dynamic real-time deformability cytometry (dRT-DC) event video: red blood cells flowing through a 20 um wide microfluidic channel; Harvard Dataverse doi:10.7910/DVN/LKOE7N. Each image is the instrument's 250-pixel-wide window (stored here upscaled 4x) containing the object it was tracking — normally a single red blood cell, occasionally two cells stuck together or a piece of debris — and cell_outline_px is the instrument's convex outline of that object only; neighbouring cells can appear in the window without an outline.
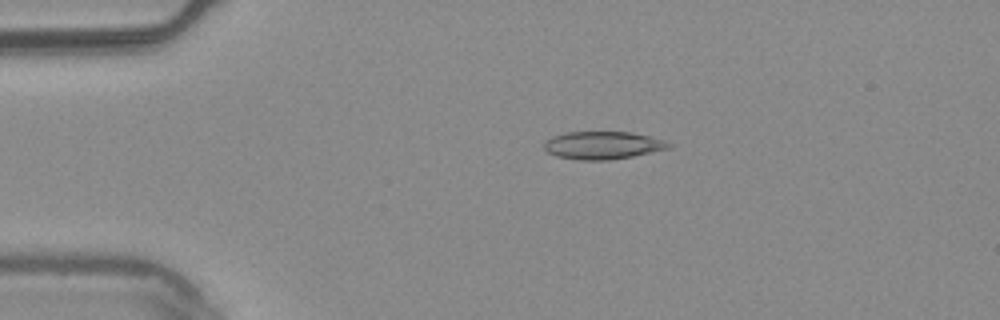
{"species": "common noctule bat (a hibernating species)", "species_latin": "Nyctalus noctula", "temperature_condition": "warm", "stored_images_in_passage": 6, "camera_frame_rate_fps": 3000, "um_per_image_px": 0.085, "animal": {"sex": "male", "body_mass_g": 20.4}, "frame": {"image": 1, "passage_image": 6, "time_ms": 1.667, "image_size_px": [1000, 320], "cell_outline_px": [[672, 144], [668, 148], [632, 156], [608, 160], [580, 160], [556, 156], [548, 152], [544, 148], [544, 140], [552, 136], [564, 132], [632, 132], [664, 140]], "centroid_in_image_um": [51.18, 12.34], "position_along_channel_um": 33.8, "area_um2": 20.06}}